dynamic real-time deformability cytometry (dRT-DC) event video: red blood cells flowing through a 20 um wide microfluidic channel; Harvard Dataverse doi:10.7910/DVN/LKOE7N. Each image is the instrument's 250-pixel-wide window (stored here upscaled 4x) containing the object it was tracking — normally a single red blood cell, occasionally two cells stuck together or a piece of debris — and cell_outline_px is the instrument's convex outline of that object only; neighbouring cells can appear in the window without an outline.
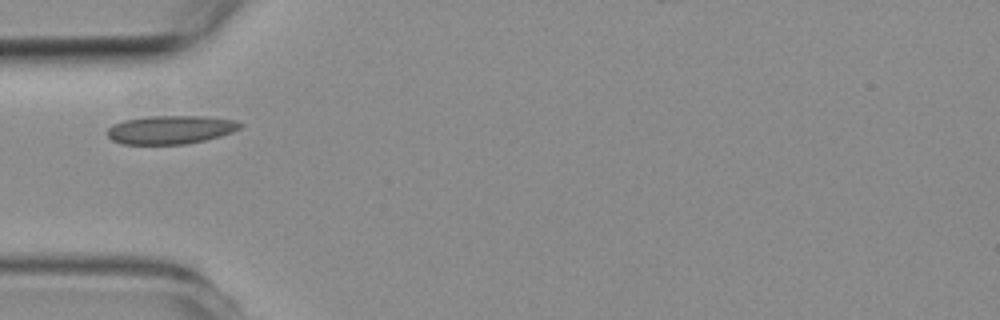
{"species": "common noctule bat (a hibernating species)", "species_latin": "Nyctalus noctula", "temperature_condition": "room temperature", "stored_images_in_passage": 1, "camera_frame_rate_fps": 3000, "um_per_image_px": 0.085, "animal": {"sex": "female", "body_mass_g": 19.3, "forearm_length_mm": 54.1}, "frame": {"image": 1, "passage_image": 1, "time_ms": 0.0, "image_size_px": [1000, 320], "cell_outline_px": [[244, 124], [240, 128], [232, 132], [220, 136], [204, 140], [184, 144], [120, 144], [112, 140], [108, 136], [108, 128], [112, 124], [124, 120], [152, 116], [204, 116], [236, 120]], "centroid_in_image_um": [14.5, 11.02], "position_along_channel_um": 70.5, "area_um2": 22.02}}